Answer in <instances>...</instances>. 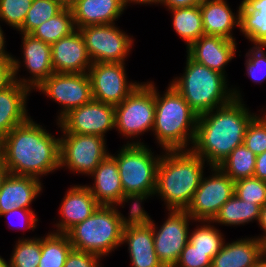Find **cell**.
Segmentation results:
<instances>
[{"instance_id":"1","label":"cell","mask_w":266,"mask_h":267,"mask_svg":"<svg viewBox=\"0 0 266 267\" xmlns=\"http://www.w3.org/2000/svg\"><path fill=\"white\" fill-rule=\"evenodd\" d=\"M242 100L198 115L195 139L191 150L210 167L218 166L237 146L243 144L247 127L255 117Z\"/></svg>"},{"instance_id":"2","label":"cell","mask_w":266,"mask_h":267,"mask_svg":"<svg viewBox=\"0 0 266 267\" xmlns=\"http://www.w3.org/2000/svg\"><path fill=\"white\" fill-rule=\"evenodd\" d=\"M60 138L31 117L4 136L3 165L10 174L35 178L60 168Z\"/></svg>"},{"instance_id":"3","label":"cell","mask_w":266,"mask_h":267,"mask_svg":"<svg viewBox=\"0 0 266 267\" xmlns=\"http://www.w3.org/2000/svg\"><path fill=\"white\" fill-rule=\"evenodd\" d=\"M205 161L190 148L166 150L161 155L154 194H159L169 210H186L199 187Z\"/></svg>"},{"instance_id":"4","label":"cell","mask_w":266,"mask_h":267,"mask_svg":"<svg viewBox=\"0 0 266 267\" xmlns=\"http://www.w3.org/2000/svg\"><path fill=\"white\" fill-rule=\"evenodd\" d=\"M225 76L194 61L187 54L183 75L174 79L171 85L182 95L188 105L201 115L224 106L233 99L242 100L237 89H228Z\"/></svg>"},{"instance_id":"5","label":"cell","mask_w":266,"mask_h":267,"mask_svg":"<svg viewBox=\"0 0 266 267\" xmlns=\"http://www.w3.org/2000/svg\"><path fill=\"white\" fill-rule=\"evenodd\" d=\"M155 87V120L153 132L163 150H187L193 144L198 114L171 85L161 97Z\"/></svg>"},{"instance_id":"6","label":"cell","mask_w":266,"mask_h":267,"mask_svg":"<svg viewBox=\"0 0 266 267\" xmlns=\"http://www.w3.org/2000/svg\"><path fill=\"white\" fill-rule=\"evenodd\" d=\"M122 234L117 207L104 205H99L90 217L66 233L74 250L100 257L121 246Z\"/></svg>"},{"instance_id":"7","label":"cell","mask_w":266,"mask_h":267,"mask_svg":"<svg viewBox=\"0 0 266 267\" xmlns=\"http://www.w3.org/2000/svg\"><path fill=\"white\" fill-rule=\"evenodd\" d=\"M113 157L116 159L124 194H154L161 156L154 157L146 145L133 141L125 144L118 155Z\"/></svg>"},{"instance_id":"8","label":"cell","mask_w":266,"mask_h":267,"mask_svg":"<svg viewBox=\"0 0 266 267\" xmlns=\"http://www.w3.org/2000/svg\"><path fill=\"white\" fill-rule=\"evenodd\" d=\"M155 120V85L141 83L120 104L115 105V129L127 138L153 130Z\"/></svg>"},{"instance_id":"9","label":"cell","mask_w":266,"mask_h":267,"mask_svg":"<svg viewBox=\"0 0 266 267\" xmlns=\"http://www.w3.org/2000/svg\"><path fill=\"white\" fill-rule=\"evenodd\" d=\"M102 136L64 133L60 138V168L90 175L109 154Z\"/></svg>"},{"instance_id":"10","label":"cell","mask_w":266,"mask_h":267,"mask_svg":"<svg viewBox=\"0 0 266 267\" xmlns=\"http://www.w3.org/2000/svg\"><path fill=\"white\" fill-rule=\"evenodd\" d=\"M210 169L212 176H202L199 187L186 208L191 218L198 222L212 221L224 203L234 195L235 182L218 166Z\"/></svg>"},{"instance_id":"11","label":"cell","mask_w":266,"mask_h":267,"mask_svg":"<svg viewBox=\"0 0 266 267\" xmlns=\"http://www.w3.org/2000/svg\"><path fill=\"white\" fill-rule=\"evenodd\" d=\"M83 36L92 63H124L133 39L115 24L89 25L78 29Z\"/></svg>"},{"instance_id":"12","label":"cell","mask_w":266,"mask_h":267,"mask_svg":"<svg viewBox=\"0 0 266 267\" xmlns=\"http://www.w3.org/2000/svg\"><path fill=\"white\" fill-rule=\"evenodd\" d=\"M125 63H92L88 70L92 98L112 105L120 104L140 84L127 82Z\"/></svg>"},{"instance_id":"13","label":"cell","mask_w":266,"mask_h":267,"mask_svg":"<svg viewBox=\"0 0 266 267\" xmlns=\"http://www.w3.org/2000/svg\"><path fill=\"white\" fill-rule=\"evenodd\" d=\"M37 90L63 105L58 121L70 110L93 99L91 81L87 73H53Z\"/></svg>"},{"instance_id":"14","label":"cell","mask_w":266,"mask_h":267,"mask_svg":"<svg viewBox=\"0 0 266 267\" xmlns=\"http://www.w3.org/2000/svg\"><path fill=\"white\" fill-rule=\"evenodd\" d=\"M167 220L156 230L154 220L151 227L154 235V249L164 267H174L181 251L189 242V219L186 210H169Z\"/></svg>"},{"instance_id":"15","label":"cell","mask_w":266,"mask_h":267,"mask_svg":"<svg viewBox=\"0 0 266 267\" xmlns=\"http://www.w3.org/2000/svg\"><path fill=\"white\" fill-rule=\"evenodd\" d=\"M57 123L64 133L104 137L108 130L115 127V106L92 99L70 110Z\"/></svg>"},{"instance_id":"16","label":"cell","mask_w":266,"mask_h":267,"mask_svg":"<svg viewBox=\"0 0 266 267\" xmlns=\"http://www.w3.org/2000/svg\"><path fill=\"white\" fill-rule=\"evenodd\" d=\"M51 56L54 73H88L92 65L78 29L52 43Z\"/></svg>"},{"instance_id":"17","label":"cell","mask_w":266,"mask_h":267,"mask_svg":"<svg viewBox=\"0 0 266 267\" xmlns=\"http://www.w3.org/2000/svg\"><path fill=\"white\" fill-rule=\"evenodd\" d=\"M23 46V62L26 70L31 73V78L18 79L15 76V81L22 86L32 90L37 89L50 75L54 73L51 45L42 40L34 38L31 34H21Z\"/></svg>"},{"instance_id":"18","label":"cell","mask_w":266,"mask_h":267,"mask_svg":"<svg viewBox=\"0 0 266 267\" xmlns=\"http://www.w3.org/2000/svg\"><path fill=\"white\" fill-rule=\"evenodd\" d=\"M235 42L220 36L203 35L187 48V54L194 61L225 75V65L236 54Z\"/></svg>"},{"instance_id":"19","label":"cell","mask_w":266,"mask_h":267,"mask_svg":"<svg viewBox=\"0 0 266 267\" xmlns=\"http://www.w3.org/2000/svg\"><path fill=\"white\" fill-rule=\"evenodd\" d=\"M99 204L87 186H72L65 194L61 207V221L55 233L66 234L72 227L90 217Z\"/></svg>"},{"instance_id":"20","label":"cell","mask_w":266,"mask_h":267,"mask_svg":"<svg viewBox=\"0 0 266 267\" xmlns=\"http://www.w3.org/2000/svg\"><path fill=\"white\" fill-rule=\"evenodd\" d=\"M41 190L40 179L9 173L0 189V214L14 208L30 209L31 202L40 194Z\"/></svg>"},{"instance_id":"21","label":"cell","mask_w":266,"mask_h":267,"mask_svg":"<svg viewBox=\"0 0 266 267\" xmlns=\"http://www.w3.org/2000/svg\"><path fill=\"white\" fill-rule=\"evenodd\" d=\"M94 178V186H87L96 202L104 206H117L124 195L116 159L108 154L90 174Z\"/></svg>"},{"instance_id":"22","label":"cell","mask_w":266,"mask_h":267,"mask_svg":"<svg viewBox=\"0 0 266 267\" xmlns=\"http://www.w3.org/2000/svg\"><path fill=\"white\" fill-rule=\"evenodd\" d=\"M76 29L89 25L115 24L126 8L124 0H76L70 7Z\"/></svg>"},{"instance_id":"23","label":"cell","mask_w":266,"mask_h":267,"mask_svg":"<svg viewBox=\"0 0 266 267\" xmlns=\"http://www.w3.org/2000/svg\"><path fill=\"white\" fill-rule=\"evenodd\" d=\"M264 255V244L256 237L224 243L211 267H253Z\"/></svg>"},{"instance_id":"24","label":"cell","mask_w":266,"mask_h":267,"mask_svg":"<svg viewBox=\"0 0 266 267\" xmlns=\"http://www.w3.org/2000/svg\"><path fill=\"white\" fill-rule=\"evenodd\" d=\"M128 244L132 267H164L154 249L150 225L123 228L122 244Z\"/></svg>"},{"instance_id":"25","label":"cell","mask_w":266,"mask_h":267,"mask_svg":"<svg viewBox=\"0 0 266 267\" xmlns=\"http://www.w3.org/2000/svg\"><path fill=\"white\" fill-rule=\"evenodd\" d=\"M31 90L15 81L0 92V134L6 136L13 128L26 122V101Z\"/></svg>"},{"instance_id":"26","label":"cell","mask_w":266,"mask_h":267,"mask_svg":"<svg viewBox=\"0 0 266 267\" xmlns=\"http://www.w3.org/2000/svg\"><path fill=\"white\" fill-rule=\"evenodd\" d=\"M204 34L235 40L232 29L239 27V10L234 15L225 0H204L200 4Z\"/></svg>"},{"instance_id":"27","label":"cell","mask_w":266,"mask_h":267,"mask_svg":"<svg viewBox=\"0 0 266 267\" xmlns=\"http://www.w3.org/2000/svg\"><path fill=\"white\" fill-rule=\"evenodd\" d=\"M239 29L254 45L266 46V0H243Z\"/></svg>"},{"instance_id":"28","label":"cell","mask_w":266,"mask_h":267,"mask_svg":"<svg viewBox=\"0 0 266 267\" xmlns=\"http://www.w3.org/2000/svg\"><path fill=\"white\" fill-rule=\"evenodd\" d=\"M260 213L261 207L259 205L241 200L234 194L224 203L211 222L227 226L244 225L253 220L259 222Z\"/></svg>"},{"instance_id":"29","label":"cell","mask_w":266,"mask_h":267,"mask_svg":"<svg viewBox=\"0 0 266 267\" xmlns=\"http://www.w3.org/2000/svg\"><path fill=\"white\" fill-rule=\"evenodd\" d=\"M171 10L173 28L187 44V48L204 34L200 5L180 7Z\"/></svg>"},{"instance_id":"30","label":"cell","mask_w":266,"mask_h":267,"mask_svg":"<svg viewBox=\"0 0 266 267\" xmlns=\"http://www.w3.org/2000/svg\"><path fill=\"white\" fill-rule=\"evenodd\" d=\"M75 30L72 10L64 7L57 15L39 25L31 35L51 45Z\"/></svg>"},{"instance_id":"31","label":"cell","mask_w":266,"mask_h":267,"mask_svg":"<svg viewBox=\"0 0 266 267\" xmlns=\"http://www.w3.org/2000/svg\"><path fill=\"white\" fill-rule=\"evenodd\" d=\"M256 154L244 144L237 146L218 165L234 182L254 176Z\"/></svg>"},{"instance_id":"32","label":"cell","mask_w":266,"mask_h":267,"mask_svg":"<svg viewBox=\"0 0 266 267\" xmlns=\"http://www.w3.org/2000/svg\"><path fill=\"white\" fill-rule=\"evenodd\" d=\"M73 249L66 234L51 232L41 238V258L38 267H63Z\"/></svg>"},{"instance_id":"33","label":"cell","mask_w":266,"mask_h":267,"mask_svg":"<svg viewBox=\"0 0 266 267\" xmlns=\"http://www.w3.org/2000/svg\"><path fill=\"white\" fill-rule=\"evenodd\" d=\"M205 221L202 226H197L189 236V243L192 244L195 249L206 252V254L213 259L214 256L222 249L225 243L223 234L219 232L214 226L211 225V221Z\"/></svg>"},{"instance_id":"34","label":"cell","mask_w":266,"mask_h":267,"mask_svg":"<svg viewBox=\"0 0 266 267\" xmlns=\"http://www.w3.org/2000/svg\"><path fill=\"white\" fill-rule=\"evenodd\" d=\"M64 7L56 0H33L20 34H31L43 22L57 15Z\"/></svg>"},{"instance_id":"35","label":"cell","mask_w":266,"mask_h":267,"mask_svg":"<svg viewBox=\"0 0 266 267\" xmlns=\"http://www.w3.org/2000/svg\"><path fill=\"white\" fill-rule=\"evenodd\" d=\"M8 267H38L41 258V238L19 239Z\"/></svg>"},{"instance_id":"36","label":"cell","mask_w":266,"mask_h":267,"mask_svg":"<svg viewBox=\"0 0 266 267\" xmlns=\"http://www.w3.org/2000/svg\"><path fill=\"white\" fill-rule=\"evenodd\" d=\"M153 196L155 194H151V193H128V194H124L122 196V198L118 201L117 205H123V203L125 204V202L131 201L132 200L134 202H132V206L130 209V213L127 219L126 217H124V215H122V213L119 212V218L121 221V226L123 228L126 227H132V226H144V225H150L152 223V220L150 218V216L147 214V212L145 210H143V208L141 207V203L149 197V196Z\"/></svg>"},{"instance_id":"37","label":"cell","mask_w":266,"mask_h":267,"mask_svg":"<svg viewBox=\"0 0 266 267\" xmlns=\"http://www.w3.org/2000/svg\"><path fill=\"white\" fill-rule=\"evenodd\" d=\"M234 194L262 208L266 204V181L254 176L238 180L235 182Z\"/></svg>"},{"instance_id":"38","label":"cell","mask_w":266,"mask_h":267,"mask_svg":"<svg viewBox=\"0 0 266 267\" xmlns=\"http://www.w3.org/2000/svg\"><path fill=\"white\" fill-rule=\"evenodd\" d=\"M33 0H0V20L19 29L31 8Z\"/></svg>"},{"instance_id":"39","label":"cell","mask_w":266,"mask_h":267,"mask_svg":"<svg viewBox=\"0 0 266 267\" xmlns=\"http://www.w3.org/2000/svg\"><path fill=\"white\" fill-rule=\"evenodd\" d=\"M243 144L256 155L266 151V113L251 120Z\"/></svg>"},{"instance_id":"40","label":"cell","mask_w":266,"mask_h":267,"mask_svg":"<svg viewBox=\"0 0 266 267\" xmlns=\"http://www.w3.org/2000/svg\"><path fill=\"white\" fill-rule=\"evenodd\" d=\"M264 47L266 46L254 45L246 54L247 60L245 65L247 74L254 82L258 83L266 80V52ZM261 70H263L262 74L259 73Z\"/></svg>"},{"instance_id":"41","label":"cell","mask_w":266,"mask_h":267,"mask_svg":"<svg viewBox=\"0 0 266 267\" xmlns=\"http://www.w3.org/2000/svg\"><path fill=\"white\" fill-rule=\"evenodd\" d=\"M212 259L189 242L181 251L180 257L174 267H211Z\"/></svg>"},{"instance_id":"42","label":"cell","mask_w":266,"mask_h":267,"mask_svg":"<svg viewBox=\"0 0 266 267\" xmlns=\"http://www.w3.org/2000/svg\"><path fill=\"white\" fill-rule=\"evenodd\" d=\"M100 258L96 254L72 249L67 255L63 267H101L99 266Z\"/></svg>"},{"instance_id":"43","label":"cell","mask_w":266,"mask_h":267,"mask_svg":"<svg viewBox=\"0 0 266 267\" xmlns=\"http://www.w3.org/2000/svg\"><path fill=\"white\" fill-rule=\"evenodd\" d=\"M20 63L15 57L0 60V92L15 82V76L21 68Z\"/></svg>"},{"instance_id":"44","label":"cell","mask_w":266,"mask_h":267,"mask_svg":"<svg viewBox=\"0 0 266 267\" xmlns=\"http://www.w3.org/2000/svg\"><path fill=\"white\" fill-rule=\"evenodd\" d=\"M18 214V217L20 216L25 222V226L23 224V228L25 229H35L36 222H38V219L36 217V214H34V211H32L31 209H23V208H14L13 210L6 212V213H2L0 214V216H10V215H15ZM13 217V216H12ZM10 218V217H9ZM22 219L20 221H22ZM21 228V226H20Z\"/></svg>"},{"instance_id":"45","label":"cell","mask_w":266,"mask_h":267,"mask_svg":"<svg viewBox=\"0 0 266 267\" xmlns=\"http://www.w3.org/2000/svg\"><path fill=\"white\" fill-rule=\"evenodd\" d=\"M254 177L266 181V151L256 155Z\"/></svg>"},{"instance_id":"46","label":"cell","mask_w":266,"mask_h":267,"mask_svg":"<svg viewBox=\"0 0 266 267\" xmlns=\"http://www.w3.org/2000/svg\"><path fill=\"white\" fill-rule=\"evenodd\" d=\"M204 0H160V4L167 6L168 9L189 7L200 5Z\"/></svg>"},{"instance_id":"47","label":"cell","mask_w":266,"mask_h":267,"mask_svg":"<svg viewBox=\"0 0 266 267\" xmlns=\"http://www.w3.org/2000/svg\"><path fill=\"white\" fill-rule=\"evenodd\" d=\"M258 224L260 225L261 229H263L264 235L261 237H257L263 244L266 243V204L261 208L260 219Z\"/></svg>"},{"instance_id":"48","label":"cell","mask_w":266,"mask_h":267,"mask_svg":"<svg viewBox=\"0 0 266 267\" xmlns=\"http://www.w3.org/2000/svg\"><path fill=\"white\" fill-rule=\"evenodd\" d=\"M5 37L3 35V31L0 26V60L1 59H12V55H9L7 51H5Z\"/></svg>"},{"instance_id":"49","label":"cell","mask_w":266,"mask_h":267,"mask_svg":"<svg viewBox=\"0 0 266 267\" xmlns=\"http://www.w3.org/2000/svg\"><path fill=\"white\" fill-rule=\"evenodd\" d=\"M125 5L128 6L127 4L129 3H138V4H159L160 0H124Z\"/></svg>"},{"instance_id":"50","label":"cell","mask_w":266,"mask_h":267,"mask_svg":"<svg viewBox=\"0 0 266 267\" xmlns=\"http://www.w3.org/2000/svg\"><path fill=\"white\" fill-rule=\"evenodd\" d=\"M8 174H9L8 170L4 167L3 164H0V189L4 179L7 177Z\"/></svg>"},{"instance_id":"51","label":"cell","mask_w":266,"mask_h":267,"mask_svg":"<svg viewBox=\"0 0 266 267\" xmlns=\"http://www.w3.org/2000/svg\"><path fill=\"white\" fill-rule=\"evenodd\" d=\"M4 159V136L0 134V164H3Z\"/></svg>"},{"instance_id":"52","label":"cell","mask_w":266,"mask_h":267,"mask_svg":"<svg viewBox=\"0 0 266 267\" xmlns=\"http://www.w3.org/2000/svg\"><path fill=\"white\" fill-rule=\"evenodd\" d=\"M58 1L63 7L70 8L76 0H56Z\"/></svg>"},{"instance_id":"53","label":"cell","mask_w":266,"mask_h":267,"mask_svg":"<svg viewBox=\"0 0 266 267\" xmlns=\"http://www.w3.org/2000/svg\"><path fill=\"white\" fill-rule=\"evenodd\" d=\"M253 267H266V258L261 259L255 266Z\"/></svg>"},{"instance_id":"54","label":"cell","mask_w":266,"mask_h":267,"mask_svg":"<svg viewBox=\"0 0 266 267\" xmlns=\"http://www.w3.org/2000/svg\"><path fill=\"white\" fill-rule=\"evenodd\" d=\"M0 267H8L7 261H5L4 258H2L1 256H0Z\"/></svg>"},{"instance_id":"55","label":"cell","mask_w":266,"mask_h":267,"mask_svg":"<svg viewBox=\"0 0 266 267\" xmlns=\"http://www.w3.org/2000/svg\"><path fill=\"white\" fill-rule=\"evenodd\" d=\"M264 255H265V258H266V243L264 244Z\"/></svg>"}]
</instances>
